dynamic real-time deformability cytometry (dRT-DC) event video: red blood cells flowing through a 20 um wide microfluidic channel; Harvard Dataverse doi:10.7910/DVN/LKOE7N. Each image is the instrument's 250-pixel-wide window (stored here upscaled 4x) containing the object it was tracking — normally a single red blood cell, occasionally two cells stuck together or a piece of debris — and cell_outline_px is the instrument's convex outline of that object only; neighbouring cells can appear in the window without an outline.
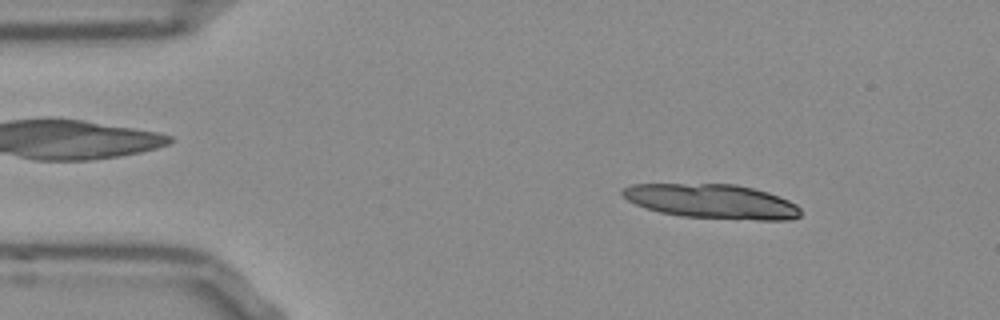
{"species": "Egyptian fruit bat (a non-hibernating species)", "species_latin": "Rousettus aegyptiacus", "temperature_condition": "room temperature", "stored_images_in_passage": 17, "camera_frame_rate_fps": 3000, "um_per_image_px": 0.085, "frame": {"image": 1, "passage_image": 6, "time_ms": 1.667, "image_size_px": [1000, 320], "cell_outline_px": [[800, 216], [792, 220], [756, 220], [680, 216], [660, 212], [644, 208], [628, 200], [620, 192], [620, 188], [632, 184], [736, 184], [768, 192], [780, 196], [796, 204], [800, 208]], "centroid_in_image_um": [60.52, 17.11], "position_along_channel_um": 24.5, "area_um2": 35.89}}
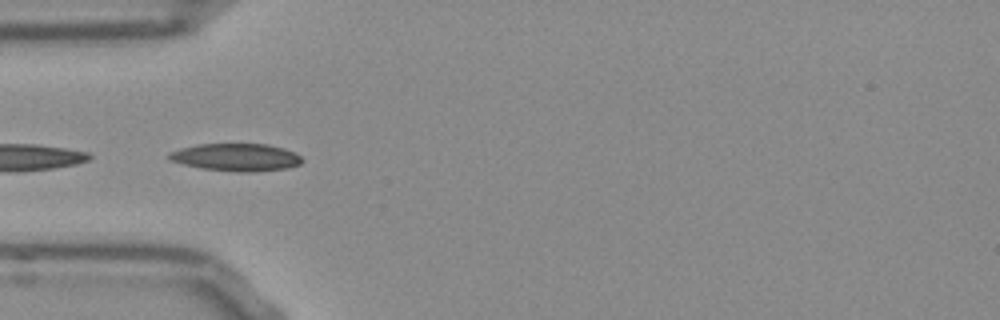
{"frame": {"image": 2, "passage_image": 15, "time_ms": 4.667, "image_size_px": [1000, 320], "cell_outline_px": [[304, 160], [300, 164], [288, 168], [252, 172], [236, 172], [200, 168], [168, 160], [168, 152], [180, 148], [196, 144], [268, 144], [284, 148], [296, 152]], "centroid_in_image_um": [20.08, 13.36], "position_along_channel_um": 64.9, "area_um2": 21.62}}